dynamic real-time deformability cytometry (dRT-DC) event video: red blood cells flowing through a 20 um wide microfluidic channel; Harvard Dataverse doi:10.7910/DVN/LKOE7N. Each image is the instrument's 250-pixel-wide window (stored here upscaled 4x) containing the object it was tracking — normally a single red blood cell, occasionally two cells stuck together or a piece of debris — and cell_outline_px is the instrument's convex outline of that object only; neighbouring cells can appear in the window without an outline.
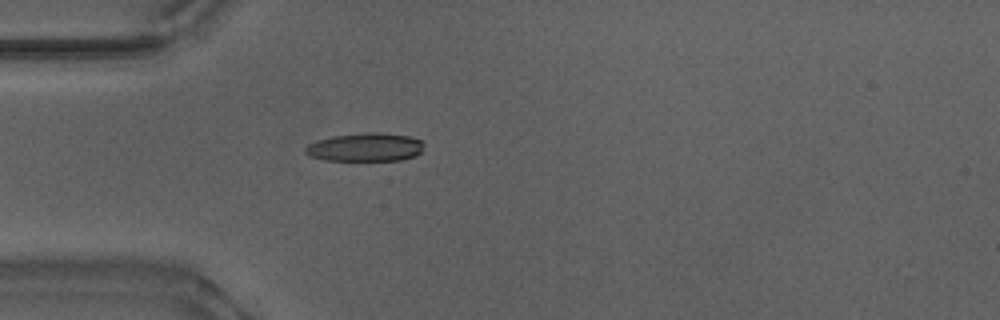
{"species": "Egyptian fruit bat (a non-hibernating species)", "species_latin": "Rousettus aegyptiacus", "temperature_condition": "warm", "stored_images_in_passage": 38, "camera_frame_rate_fps": 3000, "um_per_image_px": 0.085, "animal": {"sex": "male"}, "frame": {"image": 1, "passage_image": 1, "time_ms": 0.0, "image_size_px": [1000, 320], "cell_outline_px": [[424, 144], [420, 152], [416, 156], [400, 160], [324, 160], [312, 156], [304, 152], [304, 148], [308, 144], [316, 140], [332, 136], [364, 132], [380, 132], [412, 136], [424, 140]], "centroid_in_image_um": [31.08, 12.49], "position_along_channel_um": 53.9, "area_um2": 19.88}}
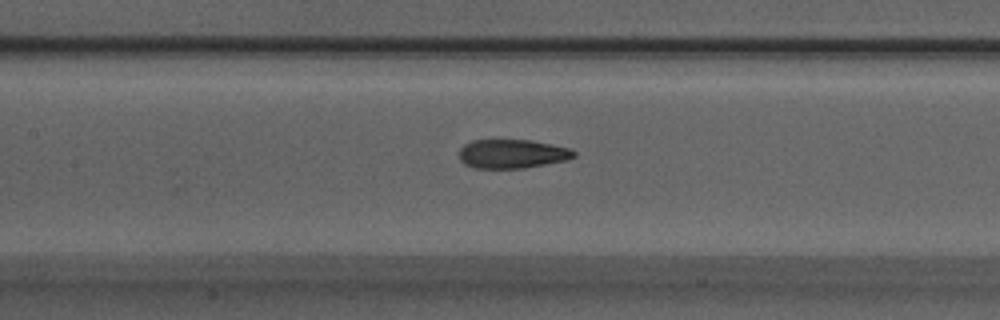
{"frame": {"image": 2, "passage_image": 10, "time_ms": 3.0, "image_size_px": [1000, 320], "cell_outline_px": [[576, 156], [568, 160], [524, 168], [472, 168], [464, 164], [460, 160], [460, 148], [464, 144], [472, 140], [532, 140], [552, 144], [568, 148], [576, 152]], "centroid_in_image_um": [43.53, 13.08], "position_along_channel_um": 163.9, "area_um2": 19.48}}
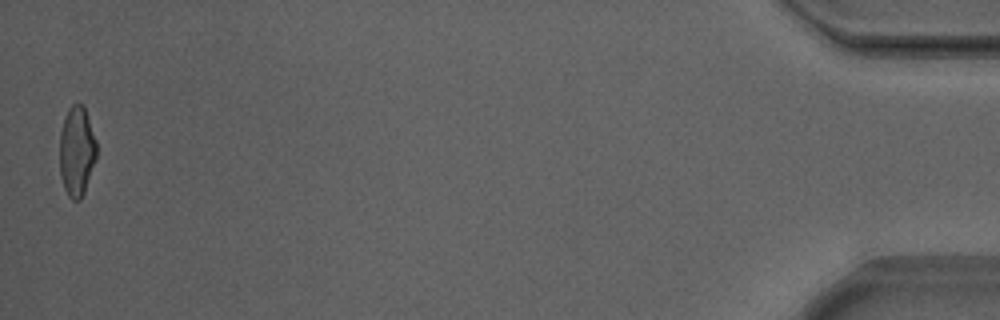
{"frame": {"image": 3, "passage_image": 38, "time_ms": 12.333, "image_size_px": [1000, 320], "cell_outline_px": [[96, 160], [84, 192], [80, 200], [72, 200], [68, 196], [64, 188], [60, 176], [60, 132], [64, 116], [68, 108], [72, 104], [84, 104], [96, 140]], "centroid_in_image_um": [6.52, 12.84], "position_along_channel_um": 428.7, "area_um2": 19.54}, "authors_computed_cell_mechanics": {"area_um2": 19.7676, "velocity_mm_per_s": 3.8992, "shape_relaxation_time_tau1_ms": 3.6377, "shape_relaxation_time_tau2_ms": 1.1304, "deformation_change_tau1": 0.1724, "deformation_change_tau2": 0.0955}}